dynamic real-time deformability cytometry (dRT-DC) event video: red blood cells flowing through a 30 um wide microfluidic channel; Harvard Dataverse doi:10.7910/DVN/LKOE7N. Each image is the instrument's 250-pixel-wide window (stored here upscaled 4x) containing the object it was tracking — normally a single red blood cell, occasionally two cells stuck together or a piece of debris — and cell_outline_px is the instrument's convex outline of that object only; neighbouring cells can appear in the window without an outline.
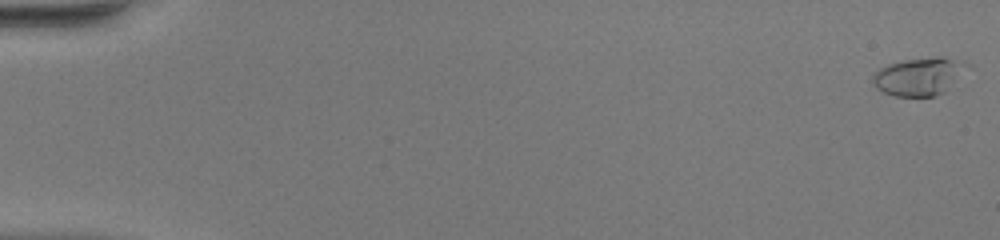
{"species": "common noctule bat (a hibernating species)", "species_latin": "Nyctalus noctula", "temperature_condition": "warm", "stored_images_in_passage": 52, "camera_frame_rate_fps": 3000, "um_per_image_px": 0.085, "animal": {"sex": "female", "body_mass_g": 20.0, "forearm_length_mm": 54.0}, "frame": {"image": 1, "passage_image": 2, "time_ms": 0.333, "image_size_px": [1000, 240], "cell_outline_px": [[956, 64], [944, 92], [936, 96], [896, 96], [884, 92], [876, 88], [872, 84], [872, 76], [880, 68], [888, 64], [904, 60], [936, 56], [940, 56], [952, 60]], "centroid_in_image_um": [77.78, 6.53], "position_along_channel_um": 7.2, "area_um2": 18.79}}
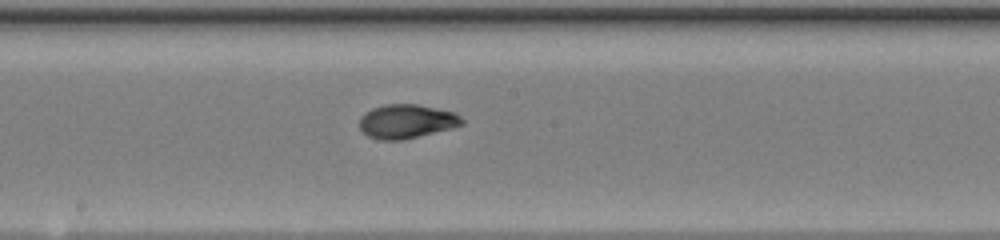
{"frame": {"image": 2, "passage_image": 30, "time_ms": 9.667, "image_size_px": [1000, 240], "cell_outline_px": [[464, 124], [452, 128], [404, 140], [380, 140], [368, 136], [360, 128], [360, 116], [364, 112], [372, 108], [384, 104], [416, 104], [456, 112], [464, 120]], "centroid_in_image_um": [34.56, 10.31], "position_along_channel_um": 213.6, "area_um2": 20.46}}
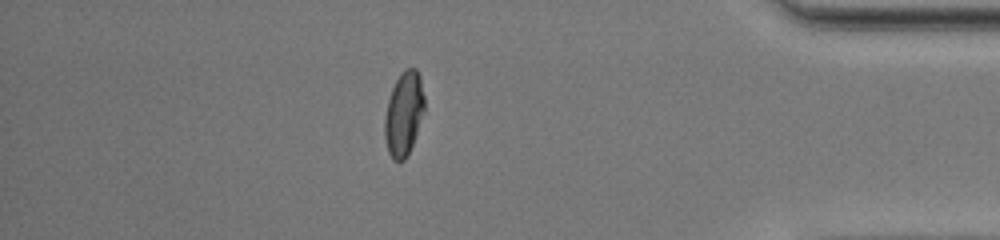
{"frame": {"image": 3, "passage_image": 46, "time_ms": 15.0, "image_size_px": [1000, 240], "cell_outline_px": [[424, 108], [408, 156], [404, 160], [392, 160], [388, 152], [384, 136], [384, 120], [388, 100], [392, 88], [400, 72], [404, 68], [416, 68], [420, 76], [424, 96]], "centroid_in_image_um": [34.3, 9.65], "position_along_channel_um": 400.9, "area_um2": 19.36}, "authors_computed_cell_mechanics": {"area_um2": 19.6231, "velocity_mm_per_s": 4.1219, "shape_relaxation_time_tau1_ms": 6.3938, "shape_relaxation_time_tau2_ms": 1.1635, "deformation_change_tau1": 0.2772, "deformation_change_tau2": 0.0418}}